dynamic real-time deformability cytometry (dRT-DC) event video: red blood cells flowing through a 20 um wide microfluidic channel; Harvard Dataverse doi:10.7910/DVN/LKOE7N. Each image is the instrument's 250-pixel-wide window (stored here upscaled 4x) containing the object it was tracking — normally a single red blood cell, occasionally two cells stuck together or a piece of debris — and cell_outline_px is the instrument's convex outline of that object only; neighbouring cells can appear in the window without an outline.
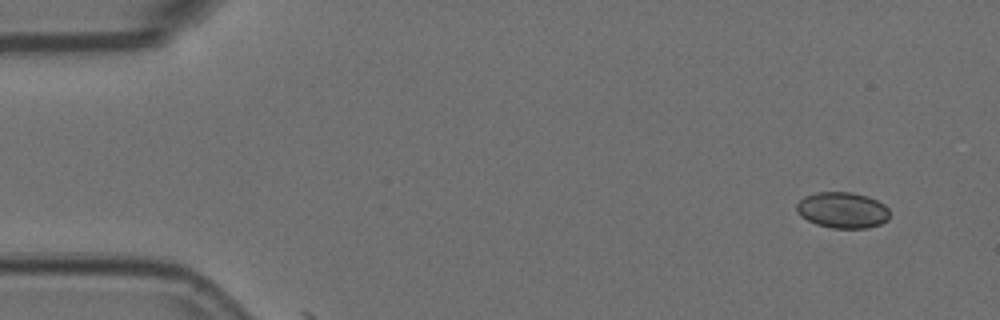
{"species": "Egyptian fruit bat (a non-hibernating species)", "species_latin": "Rousettus aegyptiacus", "temperature_condition": "room temperature", "stored_images_in_passage": 7, "segment_of_instrument_passage": [2, 2], "camera_frame_rate_fps": 3000, "um_per_image_px": 0.085, "animal": {"sex": "female"}, "frame": {"image": 1, "passage_image": 7, "time_ms": 2.0, "image_size_px": [1000, 320], "cell_outline_px": [[888, 220], [880, 224], [868, 228], [832, 228], [816, 224], [800, 216], [796, 208], [796, 204], [804, 196], [816, 192], [852, 192], [868, 196], [884, 204], [888, 208]], "centroid_in_image_um": [71.6, 17.85], "position_along_channel_um": 13.4, "area_um2": 19.59}}